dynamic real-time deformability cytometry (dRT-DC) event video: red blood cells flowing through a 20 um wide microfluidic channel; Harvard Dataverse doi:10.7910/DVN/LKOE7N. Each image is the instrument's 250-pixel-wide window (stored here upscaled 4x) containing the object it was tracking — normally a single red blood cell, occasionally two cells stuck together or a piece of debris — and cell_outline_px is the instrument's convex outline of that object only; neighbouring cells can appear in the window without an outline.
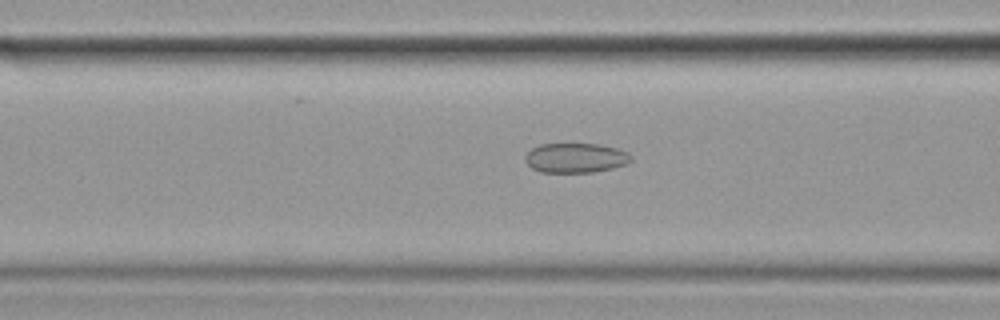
{"species": "common noctule bat (a hibernating species)", "species_latin": "Nyctalus noctula", "temperature_condition": "cold", "stored_images_in_passage": 36, "camera_frame_rate_fps": 3000, "um_per_image_px": 0.085, "animal": {"sex": "female", "body_mass_g": 19.9}, "frame": {"image": 1, "passage_image": 9, "time_ms": 2.667, "image_size_px": [1000, 320], "cell_outline_px": [[632, 160], [628, 164], [612, 168], [592, 172], [540, 172], [532, 168], [524, 160], [524, 156], [532, 148], [540, 144], [600, 144], [616, 148], [628, 152], [632, 156]], "centroid_in_image_um": [48.94, 13.42], "position_along_channel_um": 117.7, "area_um2": 18.38}}
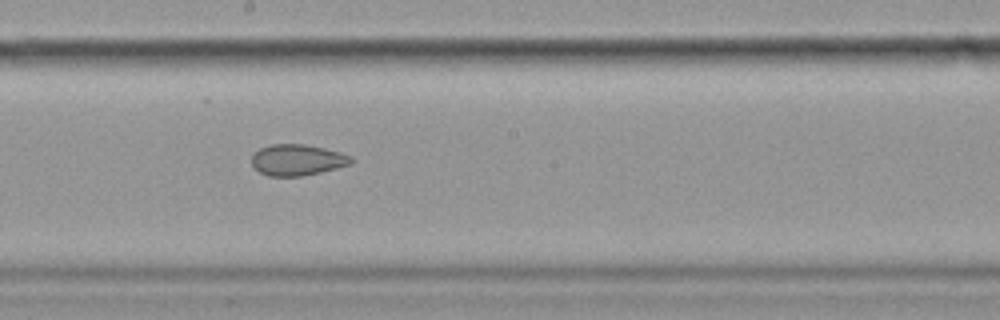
{"frame": {"image": 2, "passage_image": 18, "time_ms": 5.667, "image_size_px": [1000, 320], "cell_outline_px": [[356, 160], [352, 164], [320, 172], [300, 176], [268, 176], [260, 172], [252, 164], [252, 152], [260, 148], [272, 144], [304, 144], [324, 148], [340, 152], [352, 156]], "centroid_in_image_um": [25.29, 13.58], "position_along_channel_um": 222.9, "area_um2": 18.15}}
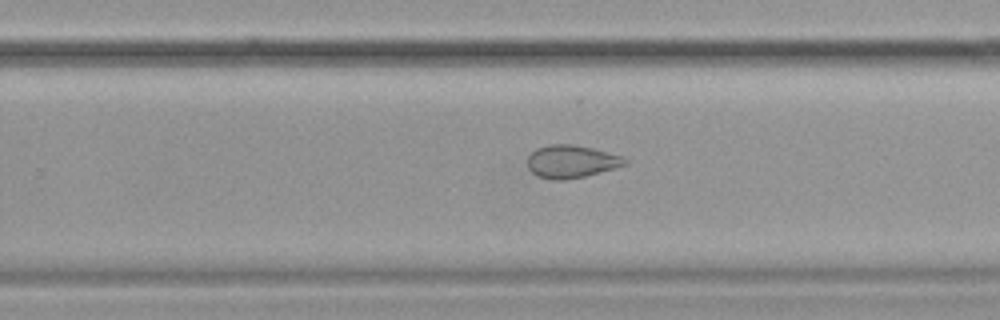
{"frame": {"image": 3, "passage_image": 23, "time_ms": 7.333, "image_size_px": [1000, 320], "cell_outline_px": [[628, 164], [600, 172], [584, 176], [564, 180], [556, 180], [536, 176], [528, 168], [528, 156], [536, 148], [548, 144], [572, 144], [592, 148], [620, 156], [628, 160]], "centroid_in_image_um": [48.53, 13.72], "position_along_channel_um": 281.3, "area_um2": 18.5}}